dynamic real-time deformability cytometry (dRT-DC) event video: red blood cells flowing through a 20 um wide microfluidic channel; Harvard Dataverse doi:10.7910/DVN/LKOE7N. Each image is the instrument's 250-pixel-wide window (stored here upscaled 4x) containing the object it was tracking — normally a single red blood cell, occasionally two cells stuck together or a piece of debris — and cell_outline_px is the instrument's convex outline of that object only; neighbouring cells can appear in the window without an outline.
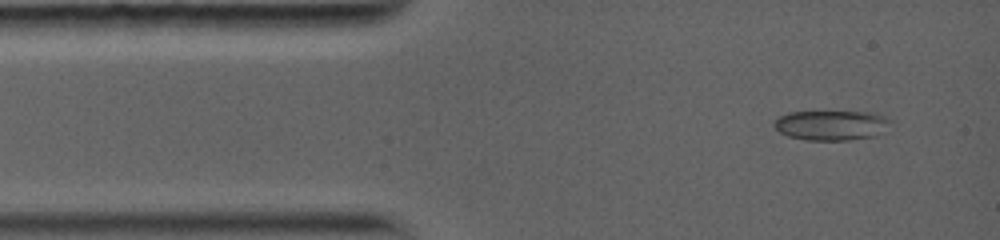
{"species": "common noctule bat (a hibernating species)", "species_latin": "Nyctalus noctula", "temperature_condition": "warm", "stored_images_in_passage": 64, "camera_frame_rate_fps": 5000, "um_per_image_px": 0.085, "animal": {"sex": "female", "body_mass_g": 19.0, "forearm_length_mm": 56.7}, "frame": {"image": 1, "passage_image": 2, "time_ms": 0.4, "image_size_px": [1000, 240], "cell_outline_px": [[892, 120], [876, 136], [848, 140], [804, 140], [788, 136], [780, 132], [772, 124], [780, 116], [788, 112], [872, 112], [884, 116]], "centroid_in_image_um": [70.64, 10.65], "position_along_channel_um": 14.4, "area_um2": 20.11}}
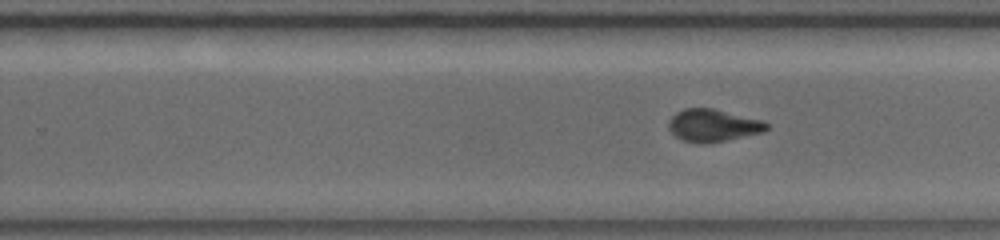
{"frame": {"image": 2, "passage_image": 29, "time_ms": 8.0, "image_size_px": [1000, 240], "cell_outline_px": [[768, 128], [764, 132], [724, 140], [700, 144], [680, 140], [668, 128], [668, 120], [676, 112], [684, 108], [712, 108], [764, 120], [768, 124]], "centroid_in_image_um": [60.59, 10.65], "position_along_channel_um": 269.2, "area_um2": 18.55}}
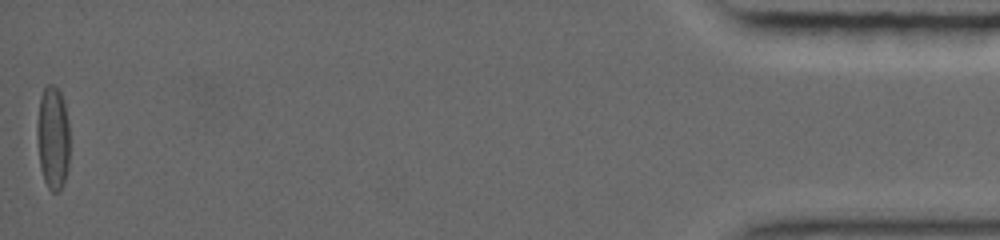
{"frame": {"image": 3, "passage_image": 63, "time_ms": 15.4, "image_size_px": [1000, 240], "cell_outline_px": [[68, 168], [64, 184], [60, 192], [52, 192], [48, 188], [44, 180], [40, 168], [36, 136], [36, 124], [40, 96], [44, 88], [48, 84], [52, 84], [60, 92], [64, 100], [68, 120]], "centroid_in_image_um": [4.48, 11.73], "position_along_channel_um": 430.7, "area_um2": 20.06}, "authors_computed_cell_mechanics": {"area_um2": 18.5538, "velocity_mm_per_s": 3.9976, "shape_relaxation_time_tau1_ms": 5.3988, "shape_relaxation_time_tau2_ms": 1.1376, "deformation_change_tau1": 0.191, "deformation_change_tau2": 0.0733}}